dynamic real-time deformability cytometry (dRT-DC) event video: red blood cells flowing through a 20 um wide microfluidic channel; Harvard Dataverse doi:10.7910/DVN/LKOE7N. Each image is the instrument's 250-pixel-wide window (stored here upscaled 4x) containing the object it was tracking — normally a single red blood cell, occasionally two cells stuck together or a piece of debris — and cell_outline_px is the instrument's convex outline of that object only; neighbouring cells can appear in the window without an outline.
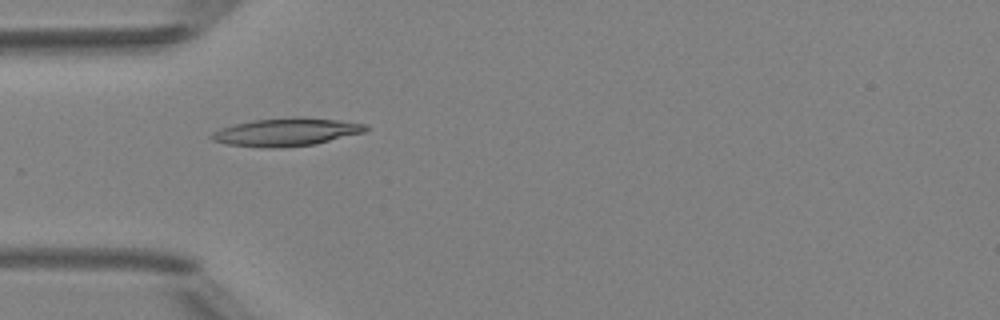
{"species": "Egyptian fruit bat (a non-hibernating species)", "species_latin": "Rousettus aegyptiacus", "temperature_condition": "room temperature", "stored_images_in_passage": 6, "camera_frame_rate_fps": 3000, "um_per_image_px": 0.085, "animal": {"sex": "female"}, "frame": {"image": 1, "passage_image": 5, "time_ms": 4.667, "image_size_px": [1000, 320], "cell_outline_px": [[368, 128], [364, 132], [316, 144], [280, 148], [264, 148], [228, 144], [212, 140], [208, 136], [212, 132], [220, 128], [252, 120], [336, 120], [364, 124]], "centroid_in_image_um": [24.25, 11.28], "position_along_channel_um": 60.8, "area_um2": 23.87}}
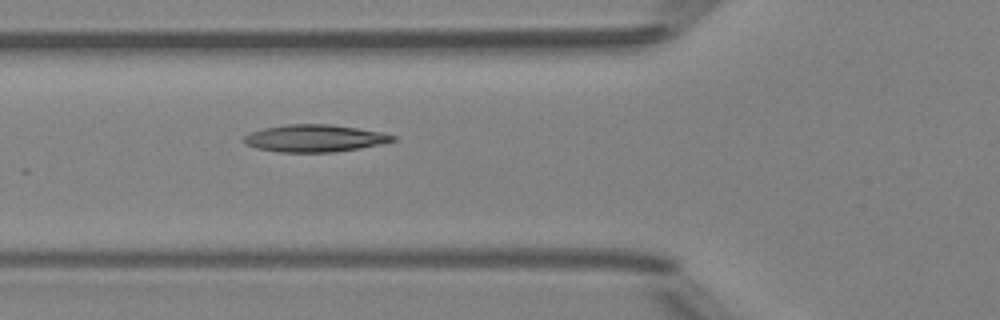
{"frame": {"image": 2, "passage_image": 6, "time_ms": 5.667, "image_size_px": [1000, 320], "cell_outline_px": [[396, 140], [384, 144], [360, 148], [332, 152], [280, 152], [256, 148], [248, 144], [244, 140], [244, 136], [252, 132], [264, 128], [288, 124], [332, 124], [380, 132], [396, 136]], "centroid_in_image_um": [26.79, 11.75], "position_along_channel_um": 99.0, "area_um2": 23.47}}